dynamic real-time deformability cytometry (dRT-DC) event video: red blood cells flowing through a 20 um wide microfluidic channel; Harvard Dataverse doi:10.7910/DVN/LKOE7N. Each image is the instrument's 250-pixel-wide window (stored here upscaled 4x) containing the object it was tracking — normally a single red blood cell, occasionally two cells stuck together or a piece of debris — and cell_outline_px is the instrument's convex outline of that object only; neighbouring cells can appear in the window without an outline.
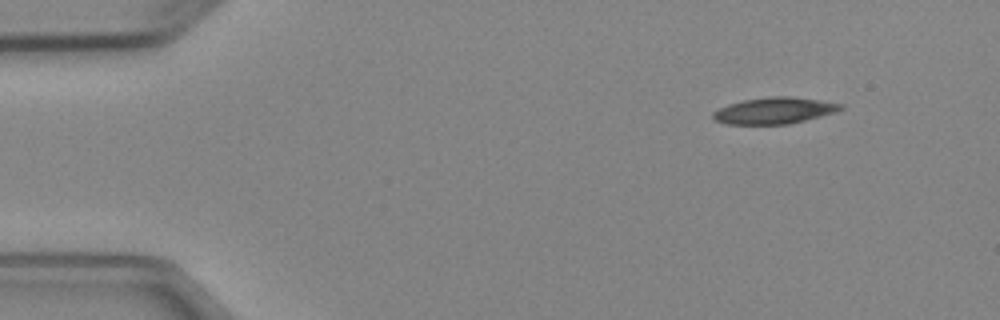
{"species": "Egyptian fruit bat (a non-hibernating species)", "species_latin": "Rousettus aegyptiacus", "temperature_condition": "cold", "stored_images_in_passage": 5, "camera_frame_rate_fps": 3000, "um_per_image_px": 0.085, "animal": {"sex": "female"}, "frame": {"image": 1, "passage_image": 1, "time_ms": 0.0, "image_size_px": [1000, 320], "cell_outline_px": [[844, 108], [836, 112], [788, 124], [728, 124], [716, 120], [712, 116], [712, 112], [728, 104], [744, 100], [768, 96], [792, 96], [820, 100], [844, 104]], "centroid_in_image_um": [65.84, 9.39], "position_along_channel_um": 19.2, "area_um2": 19.59}}
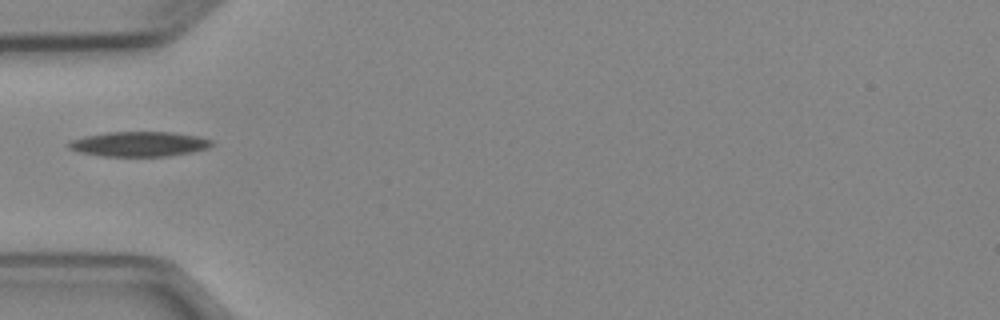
{"frame": {"image": 2, "passage_image": 4, "time_ms": 3.667, "image_size_px": [1000, 320], "cell_outline_px": [[216, 144], [208, 148], [192, 152], [168, 156], [100, 156], [80, 152], [68, 148], [64, 144], [68, 140], [84, 136], [108, 132], [172, 132], [200, 136], [212, 140]], "centroid_in_image_um": [11.81, 12.24], "position_along_channel_um": 73.2, "area_um2": 21.1}}
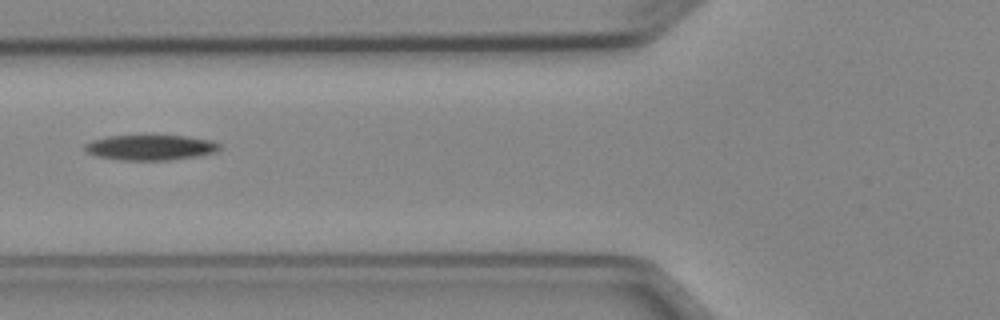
{"frame": {"image": 3, "passage_image": 5, "time_ms": 4.667, "image_size_px": [1000, 320], "cell_outline_px": [[220, 148], [216, 152], [196, 156], [172, 160], [120, 160], [96, 156], [88, 152], [84, 148], [84, 144], [92, 140], [108, 136], [188, 136], [212, 140], [220, 144]], "centroid_in_image_um": [12.8, 12.54], "position_along_channel_um": 113.0, "area_um2": 19.83}}